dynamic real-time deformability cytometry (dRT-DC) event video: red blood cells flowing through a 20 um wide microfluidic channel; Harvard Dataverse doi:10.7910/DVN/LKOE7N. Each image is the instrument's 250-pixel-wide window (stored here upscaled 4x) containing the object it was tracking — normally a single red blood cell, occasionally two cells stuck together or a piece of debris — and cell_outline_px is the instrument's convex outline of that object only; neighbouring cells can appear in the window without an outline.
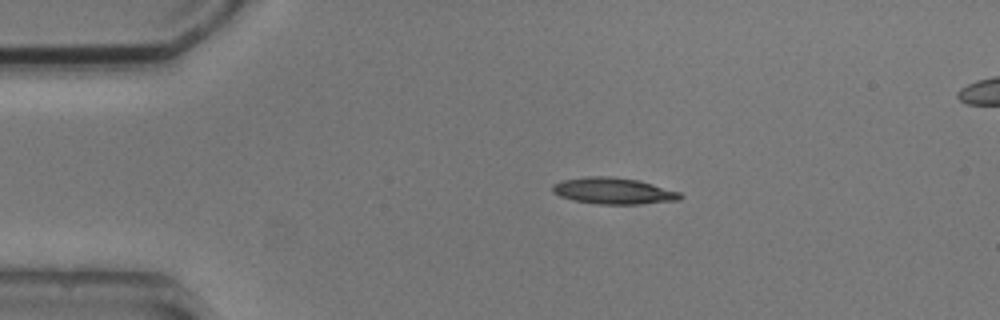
{"species": "common noctule bat (a hibernating species)", "species_latin": "Nyctalus noctula", "temperature_condition": "cold", "stored_images_in_passage": 3, "camera_frame_rate_fps": 3000, "um_per_image_px": 0.085, "animal": {"sex": "male", "body_mass_g": 20.5, "forearm_length_mm": 52.5}, "frame": {"image": 1, "passage_image": 1, "time_ms": 0.0, "image_size_px": [1000, 320], "cell_outline_px": [[684, 196], [680, 200], [640, 204], [596, 204], [572, 200], [560, 196], [552, 192], [552, 184], [560, 180], [588, 176], [612, 176], [636, 180], [652, 184], [680, 192]], "centroid_in_image_um": [52.11, 16.23], "position_along_channel_um": 32.9, "area_um2": 19.77}}